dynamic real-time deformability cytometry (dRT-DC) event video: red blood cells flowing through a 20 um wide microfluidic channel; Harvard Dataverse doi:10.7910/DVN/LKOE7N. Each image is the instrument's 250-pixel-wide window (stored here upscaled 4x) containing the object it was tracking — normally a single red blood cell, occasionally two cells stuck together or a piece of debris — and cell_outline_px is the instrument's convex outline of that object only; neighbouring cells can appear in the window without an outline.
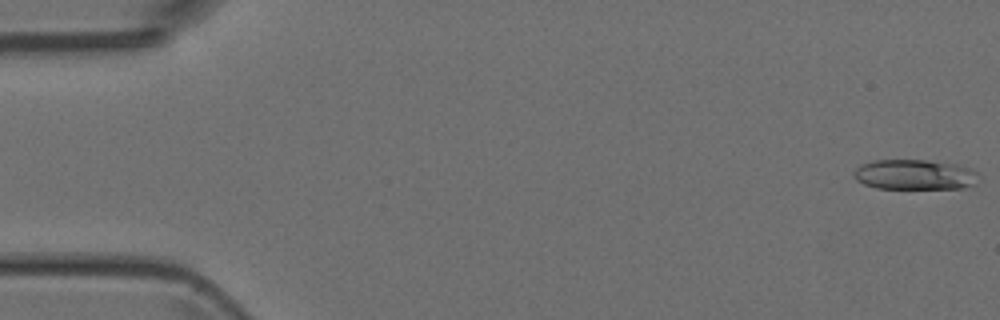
{"species": "Egyptian fruit bat (a non-hibernating species)", "species_latin": "Rousettus aegyptiacus", "temperature_condition": "room temperature", "stored_images_in_passage": 5, "camera_frame_rate_fps": 3000, "um_per_image_px": 0.085, "animal": {"sex": "female"}, "frame": {"image": 1, "passage_image": 1, "time_ms": 0.0, "image_size_px": [1000, 320], "cell_outline_px": [[976, 172], [972, 184], [964, 188], [876, 188], [864, 184], [856, 180], [852, 176], [852, 172], [860, 164], [872, 160], [928, 160], [960, 164], [972, 168]], "centroid_in_image_um": [77.67, 14.82], "position_along_channel_um": 7.3, "area_um2": 21.96}}
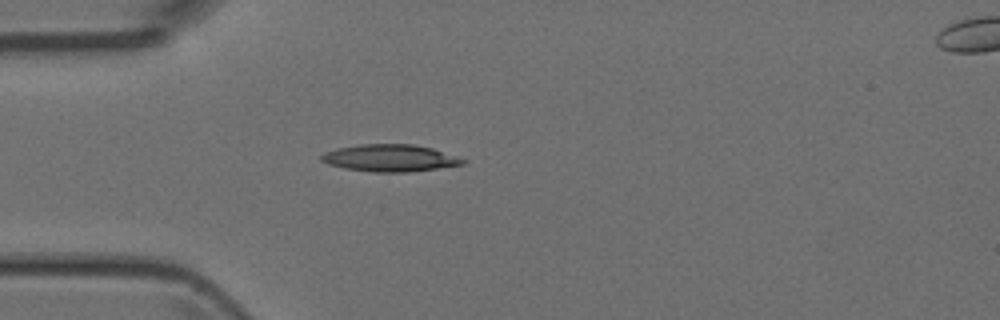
{"frame": {"image": 2, "passage_image": 4, "time_ms": 4.333, "image_size_px": [1000, 320], "cell_outline_px": [[468, 160], [464, 164], [408, 172], [372, 172], [344, 168], [328, 164], [320, 160], [320, 156], [324, 152], [336, 148], [360, 144], [412, 144], [432, 148]], "centroid_in_image_um": [33.12, 13.43], "position_along_channel_um": 51.9, "area_um2": 22.31}}